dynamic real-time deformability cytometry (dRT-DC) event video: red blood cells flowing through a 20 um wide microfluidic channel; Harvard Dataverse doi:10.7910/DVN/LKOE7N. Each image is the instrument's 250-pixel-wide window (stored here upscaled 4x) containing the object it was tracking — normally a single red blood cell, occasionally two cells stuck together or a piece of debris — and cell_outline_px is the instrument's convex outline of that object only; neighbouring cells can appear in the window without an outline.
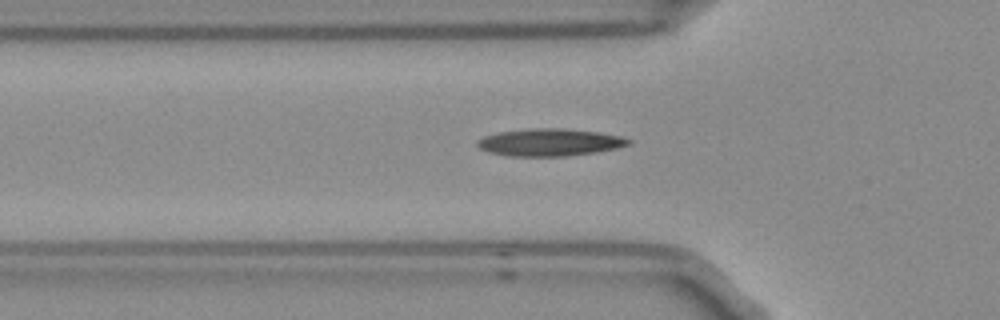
{"species": "Egyptian fruit bat (a non-hibernating species)", "species_latin": "Rousettus aegyptiacus", "temperature_condition": "room temperature", "stored_images_in_passage": 7, "camera_frame_rate_fps": 3000, "um_per_image_px": 0.085, "frame": {"image": 1, "passage_image": 7, "time_ms": 2.0, "image_size_px": [1000, 320], "cell_outline_px": [[632, 144], [616, 148], [596, 152], [564, 156], [508, 156], [488, 152], [480, 148], [476, 144], [476, 140], [484, 136], [500, 132], [532, 128], [564, 128], [600, 132], [620, 136], [632, 140]], "centroid_in_image_um": [46.73, 12.09], "position_along_channel_um": 79.1, "area_um2": 24.16}}